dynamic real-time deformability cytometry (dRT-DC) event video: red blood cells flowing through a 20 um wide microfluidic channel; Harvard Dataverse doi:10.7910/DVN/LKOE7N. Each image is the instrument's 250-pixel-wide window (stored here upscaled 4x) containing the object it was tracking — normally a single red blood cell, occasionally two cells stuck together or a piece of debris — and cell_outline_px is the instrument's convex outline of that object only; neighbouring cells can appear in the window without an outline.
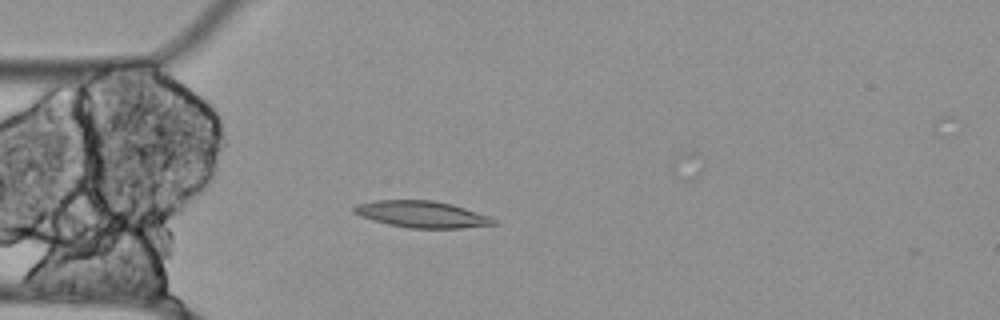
{"species": "Egyptian fruit bat (a non-hibernating species)", "species_latin": "Rousettus aegyptiacus", "temperature_condition": "cold", "stored_images_in_passage": 34, "camera_frame_rate_fps": 3000, "um_per_image_px": 0.085, "animal": {"sex": "female"}, "frame": {"image": 1, "passage_image": 3, "time_ms": 0.667, "image_size_px": [1000, 320], "cell_outline_px": [[496, 224], [460, 228], [408, 228], [388, 224], [372, 220], [360, 216], [352, 212], [352, 208], [356, 204], [372, 200], [432, 200], [452, 204], [492, 216], [496, 220]], "centroid_in_image_um": [35.84, 18.21], "position_along_channel_um": 49.2, "area_um2": 21.85}}
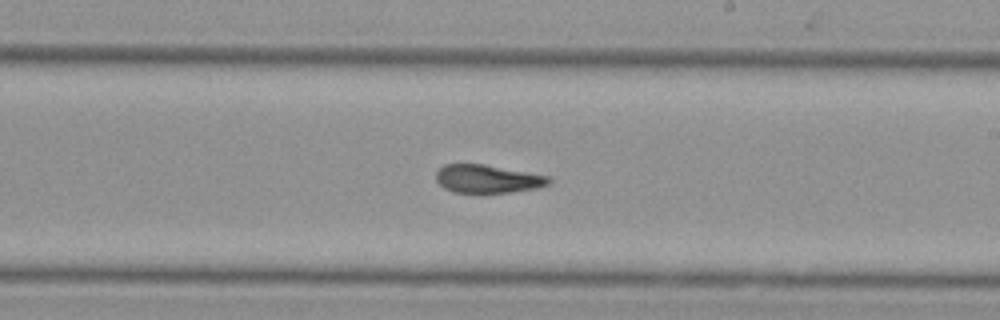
{"frame": {"image": 2, "passage_image": 20, "time_ms": 6.333, "image_size_px": [1000, 320], "cell_outline_px": [[552, 180], [548, 184], [540, 188], [508, 192], [452, 192], [444, 188], [436, 180], [436, 172], [444, 164], [484, 164], [548, 176]], "centroid_in_image_um": [41.44, 15.2], "position_along_channel_um": 247.6, "area_um2": 18.38}}
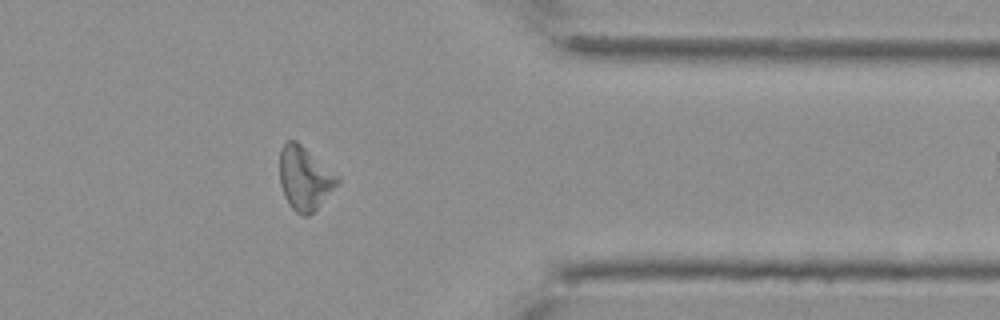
{"frame": {"image": 3, "passage_image": 33, "time_ms": 10.667, "image_size_px": [1000, 320], "cell_outline_px": [[340, 180], [316, 208], [308, 216], [304, 216], [296, 212], [288, 204], [284, 196], [280, 184], [280, 148], [288, 140], [296, 140], [340, 176]], "centroid_in_image_um": [25.87, 15.13], "position_along_channel_um": 385.5, "area_um2": 21.15}}